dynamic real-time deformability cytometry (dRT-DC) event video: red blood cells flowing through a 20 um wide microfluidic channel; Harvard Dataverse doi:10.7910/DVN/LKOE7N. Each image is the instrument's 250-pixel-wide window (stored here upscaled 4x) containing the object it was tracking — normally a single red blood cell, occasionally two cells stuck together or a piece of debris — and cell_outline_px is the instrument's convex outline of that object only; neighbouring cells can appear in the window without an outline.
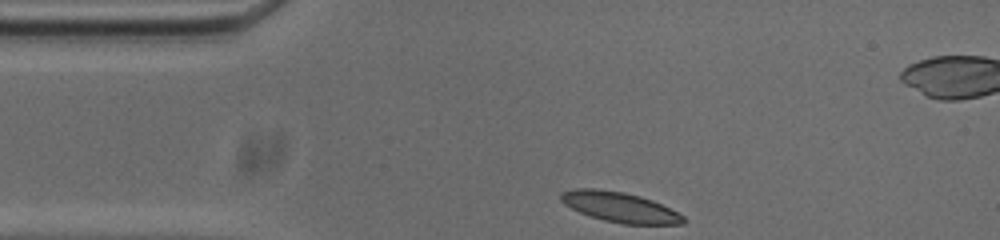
{"species": "common noctule bat (a hibernating species)", "species_latin": "Nyctalus noctula", "temperature_condition": "cold", "stored_images_in_passage": 33, "camera_frame_rate_fps": 3000, "um_per_image_px": 0.085, "animal": {"sex": "male", "body_mass_g": 20.0, "forearm_length_mm": 53.3}, "frame": {"image": 1, "passage_image": 1, "time_ms": 0.0, "image_size_px": [1000, 240], "cell_outline_px": [[688, 220], [684, 224], [624, 224], [604, 220], [580, 212], [564, 204], [560, 200], [560, 192], [576, 188], [596, 188], [624, 192], [640, 196], [652, 200], [684, 216]], "centroid_in_image_um": [52.68, 17.6], "position_along_channel_um": 32.3, "area_um2": 21.39}}
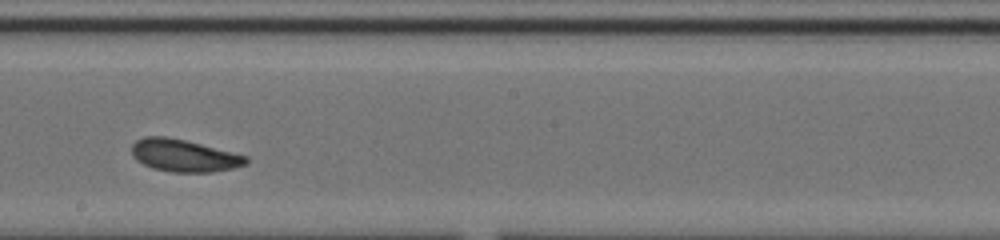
{"frame": {"image": 2, "passage_image": 20, "time_ms": 6.333, "image_size_px": [1000, 240], "cell_outline_px": [[248, 164], [232, 168], [212, 172], [172, 172], [152, 168], [136, 160], [132, 156], [132, 144], [136, 140], [144, 136], [168, 136], [248, 156]], "centroid_in_image_um": [15.61, 13.22], "position_along_channel_um": 232.6, "area_um2": 21.5}}
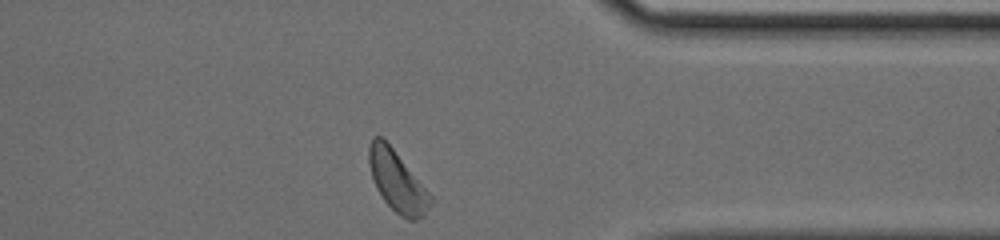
{"frame": {"image": 3, "passage_image": 33, "time_ms": 10.667, "image_size_px": [1000, 240], "cell_outline_px": [[432, 204], [424, 216], [416, 220], [408, 220], [400, 216], [384, 200], [376, 188], [368, 164], [368, 148], [372, 136], [384, 136], [432, 196]], "centroid_in_image_um": [33.75, 15.38], "position_along_channel_um": 377.6, "area_um2": 22.02}, "authors_computed_cell_mechanics": {"area_um2": 21.6172, "velocity_mm_per_s": 3.6703, "shape_relaxation_time_tau1_ms": 3.4225, "shape_relaxation_time_tau2_ms": 7.5874, "deformation_change_tau1": 0.0991, "deformation_change_tau2": 0.1273}}